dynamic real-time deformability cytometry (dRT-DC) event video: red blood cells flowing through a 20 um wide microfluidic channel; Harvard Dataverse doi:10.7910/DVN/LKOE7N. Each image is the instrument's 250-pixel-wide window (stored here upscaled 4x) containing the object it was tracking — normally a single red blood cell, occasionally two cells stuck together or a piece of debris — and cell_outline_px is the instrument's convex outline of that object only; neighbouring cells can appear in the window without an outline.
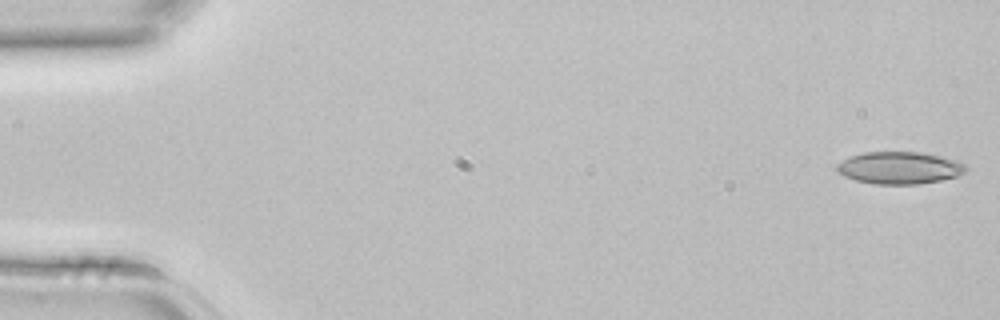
{"species": "common noctule bat (a hibernating species)", "species_latin": "Nyctalus noctula", "temperature_condition": "room temperature", "stored_images_in_passage": 4, "camera_frame_rate_fps": 3000, "um_per_image_px": 0.085, "animal": {"sex": "female", "body_mass_g": 22.7, "forearm_length_mm": 54.2}, "frame": {"image": 1, "passage_image": 1, "time_ms": 0.0, "image_size_px": [1000, 320], "cell_outline_px": [[968, 168], [964, 172], [956, 176], [940, 180], [916, 184], [876, 184], [856, 180], [844, 176], [836, 168], [836, 164], [852, 156], [864, 152], [920, 152], [940, 156], [956, 160], [964, 164]], "centroid_in_image_um": [76.46, 14.26], "position_along_channel_um": 8.5, "area_um2": 23.93}}